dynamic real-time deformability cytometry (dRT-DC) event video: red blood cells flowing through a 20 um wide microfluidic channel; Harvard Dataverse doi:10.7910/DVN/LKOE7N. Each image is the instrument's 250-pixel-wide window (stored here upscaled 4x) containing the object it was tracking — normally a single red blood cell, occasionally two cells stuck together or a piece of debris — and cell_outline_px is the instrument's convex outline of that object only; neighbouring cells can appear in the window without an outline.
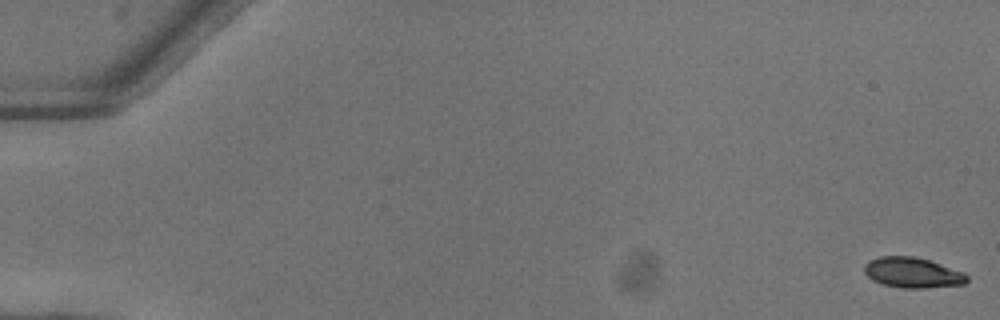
{"species": "common noctule bat (a hibernating species)", "species_latin": "Nyctalus noctula", "temperature_condition": "warm", "stored_images_in_passage": 6, "camera_frame_rate_fps": 3000, "um_per_image_px": 0.085, "animal": {"sex": "female"}, "frame": {"image": 1, "passage_image": 1, "time_ms": 0.0, "image_size_px": [1000, 320], "cell_outline_px": [[968, 280], [964, 284], [924, 288], [904, 288], [884, 284], [872, 280], [864, 272], [864, 264], [868, 260], [880, 256], [912, 256], [928, 260], [964, 272], [968, 276]], "centroid_in_image_um": [77.55, 23.17], "position_along_channel_um": 7.5, "area_um2": 18.09}}